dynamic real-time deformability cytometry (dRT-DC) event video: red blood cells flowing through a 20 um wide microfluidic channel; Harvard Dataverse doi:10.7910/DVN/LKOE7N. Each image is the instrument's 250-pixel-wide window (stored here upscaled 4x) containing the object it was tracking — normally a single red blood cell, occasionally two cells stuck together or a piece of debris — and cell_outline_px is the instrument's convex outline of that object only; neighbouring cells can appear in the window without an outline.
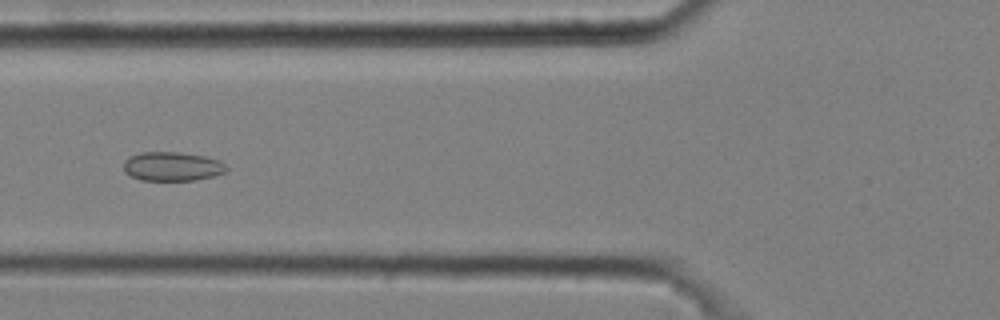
{"species": "common noctule bat (a hibernating species)", "species_latin": "Nyctalus noctula", "temperature_condition": "cold", "stored_images_in_passage": 52, "camera_frame_rate_fps": 3000, "um_per_image_px": 0.085, "animal": {"sex": "male", "body_mass_g": 20.4}, "frame": {"image": 1, "passage_image": 20, "time_ms": 6.333, "image_size_px": [1000, 320], "cell_outline_px": [[228, 168], [224, 172], [212, 176], [196, 180], [140, 180], [124, 172], [124, 160], [128, 156], [140, 152], [180, 152], [204, 156], [220, 160]], "centroid_in_image_um": [14.61, 14.13], "position_along_channel_um": 111.2, "area_um2": 17.46}}
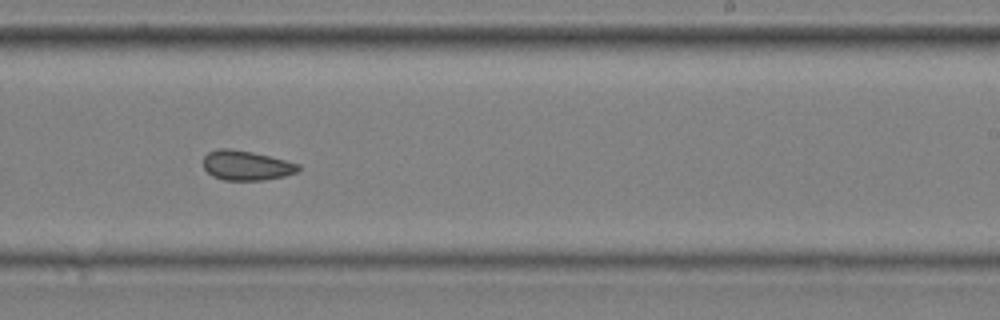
{"frame": {"image": 2, "passage_image": 33, "time_ms": 10.667, "image_size_px": [1000, 320], "cell_outline_px": [[300, 168], [296, 172], [284, 176], [264, 180], [224, 180], [212, 176], [204, 168], [204, 156], [208, 152], [220, 148], [228, 148], [252, 152], [300, 164]], "centroid_in_image_um": [20.92, 14.06], "position_along_channel_um": 268.1, "area_um2": 16.3}}
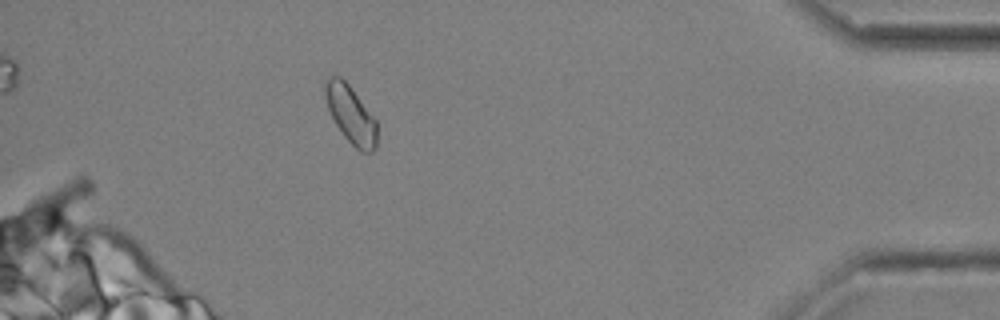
{"frame": {"image": 3, "passage_image": 48, "time_ms": 15.667, "image_size_px": [1000, 320], "cell_outline_px": [[376, 148], [372, 152], [360, 152], [344, 136], [336, 124], [328, 108], [324, 96], [324, 84], [328, 76], [340, 76], [348, 84], [376, 120]], "centroid_in_image_um": [29.79, 9.72], "position_along_channel_um": 405.4, "area_um2": 17.17}, "authors_computed_cell_mechanics": {"area_um2": 17.2822, "velocity_mm_per_s": 3.6241, "shape_relaxation_time_tau1_ms": null, "shape_relaxation_time_tau2_ms": 3.3998, "deformation_change_tau1": null, "deformation_change_tau2": 0.0892}}